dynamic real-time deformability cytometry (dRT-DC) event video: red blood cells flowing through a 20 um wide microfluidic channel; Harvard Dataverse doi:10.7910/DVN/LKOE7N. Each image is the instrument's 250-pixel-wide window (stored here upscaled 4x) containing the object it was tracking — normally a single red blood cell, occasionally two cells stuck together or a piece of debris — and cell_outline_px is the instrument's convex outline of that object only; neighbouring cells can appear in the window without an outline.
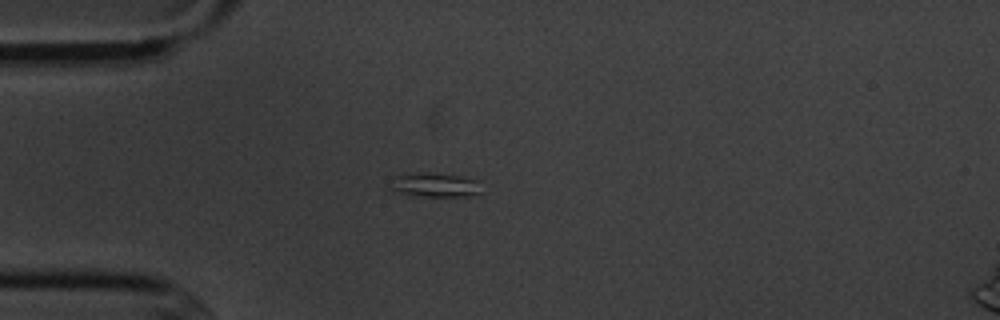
{"species": "common noctule bat (a hibernating species)", "species_latin": "Nyctalus noctula", "temperature_condition": "cold", "stored_images_in_passage": 14, "camera_frame_rate_fps": 3000, "um_per_image_px": 0.085, "animal": {"sex": "male", "body_mass_g": 20.1, "forearm_length_mm": 53.5}, "frame": {"image": 1, "passage_image": 3, "time_ms": 3.333, "image_size_px": [1000, 320], "cell_outline_px": [[484, 192], [472, 196], [424, 196], [404, 192], [392, 188], [392, 184], [396, 176], [416, 172], [428, 172], [460, 176], [476, 180]], "centroid_in_image_um": [37.1, 15.71], "position_along_channel_um": 47.9, "area_um2": 12.48}}
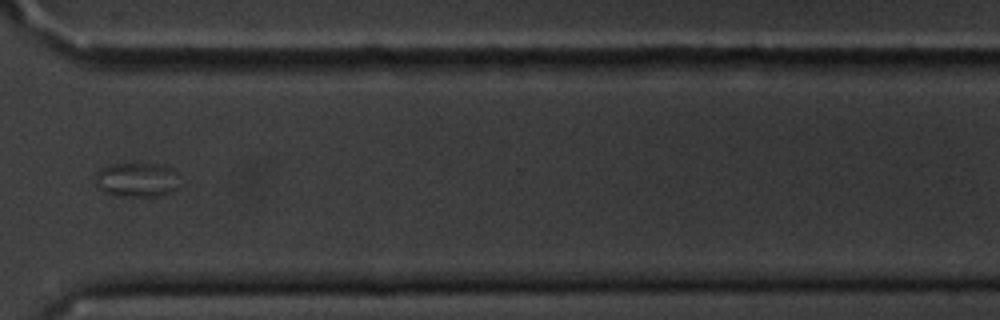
{"frame": {"image": 2, "passage_image": 11, "time_ms": 12.333, "image_size_px": [1000, 320], "cell_outline_px": [[184, 188], [160, 196], [116, 196], [104, 192], [96, 184], [96, 172], [100, 168], [112, 164], [156, 164], [176, 168], [180, 172]], "centroid_in_image_um": [11.8, 15.29], "position_along_channel_um": 358.8, "area_um2": 17.74}}
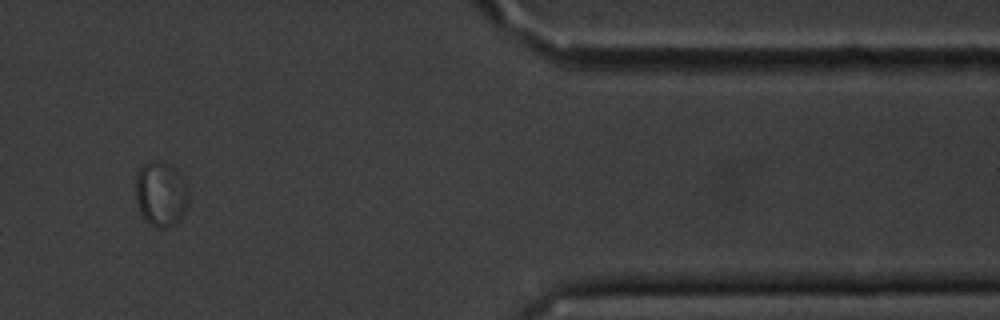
{"frame": {"image": 3, "passage_image": 12, "time_ms": 14.333, "image_size_px": [1000, 320], "cell_outline_px": [[188, 204], [184, 212], [168, 228], [156, 228], [140, 212], [136, 200], [136, 176], [140, 168], [144, 164], [156, 160], [168, 164], [176, 168], [180, 172], [184, 180], [188, 192]], "centroid_in_image_um": [13.68, 16.45], "position_along_channel_um": 397.7, "area_um2": 19.77}}